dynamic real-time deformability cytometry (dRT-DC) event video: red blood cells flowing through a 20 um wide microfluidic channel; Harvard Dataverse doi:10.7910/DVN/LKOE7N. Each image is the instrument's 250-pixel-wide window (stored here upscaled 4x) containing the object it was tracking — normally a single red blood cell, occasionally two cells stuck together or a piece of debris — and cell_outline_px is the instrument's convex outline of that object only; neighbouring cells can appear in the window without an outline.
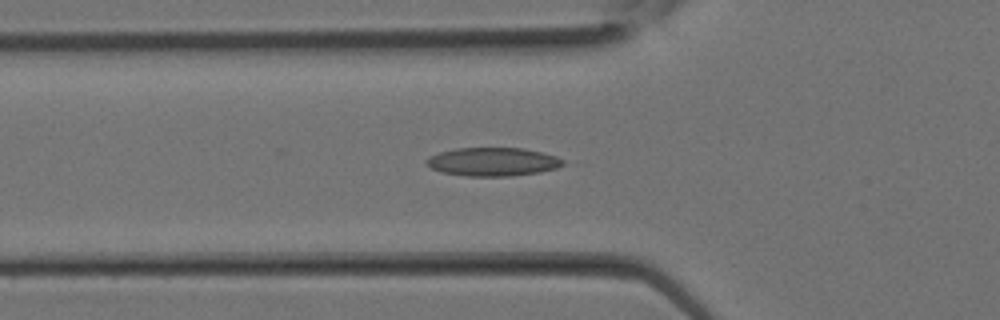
{"species": "Egyptian fruit bat (a non-hibernating species)", "species_latin": "Rousettus aegyptiacus", "temperature_condition": "room temperature", "stored_images_in_passage": 15, "camera_frame_rate_fps": 3000, "um_per_image_px": 0.085, "animal": {"sex": "female"}, "frame": {"image": 1, "passage_image": 9, "time_ms": 2.667, "image_size_px": [1000, 320], "cell_outline_px": [[564, 164], [556, 168], [540, 172], [512, 176], [464, 176], [440, 172], [424, 164], [424, 160], [428, 156], [440, 152], [456, 148], [520, 148], [540, 152], [556, 156], [564, 160]], "centroid_in_image_um": [41.83, 13.76], "position_along_channel_um": 84.0, "area_um2": 22.77}}
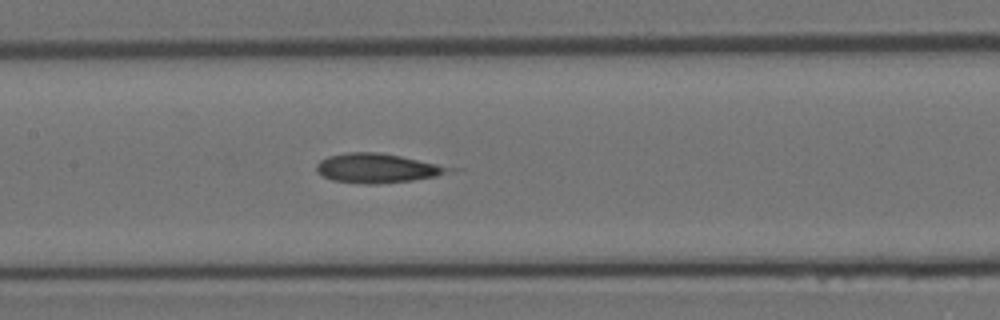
{"frame": {"image": 2, "passage_image": 13, "time_ms": 4.0, "image_size_px": [1000, 320], "cell_outline_px": [[464, 168], [436, 176], [412, 180], [376, 184], [364, 184], [332, 180], [316, 172], [316, 164], [320, 160], [328, 156], [344, 152], [376, 152], [400, 156]], "centroid_in_image_um": [32.13, 14.29], "position_along_channel_um": 175.3, "area_um2": 23.0}}
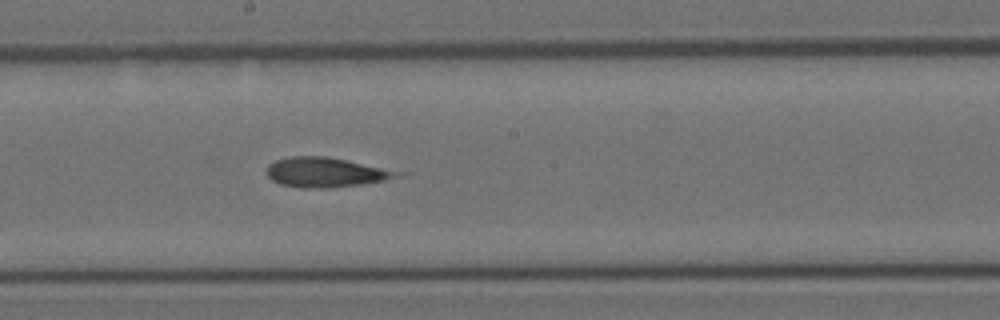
{"frame": {"image": 3, "passage_image": 15, "time_ms": 4.667, "image_size_px": [1000, 320], "cell_outline_px": [[408, 172], [384, 180], [360, 184], [328, 188], [304, 188], [280, 184], [272, 180], [268, 176], [268, 164], [276, 160], [292, 156], [324, 156]], "centroid_in_image_um": [27.69, 14.64], "position_along_channel_um": 220.5, "area_um2": 22.37}}